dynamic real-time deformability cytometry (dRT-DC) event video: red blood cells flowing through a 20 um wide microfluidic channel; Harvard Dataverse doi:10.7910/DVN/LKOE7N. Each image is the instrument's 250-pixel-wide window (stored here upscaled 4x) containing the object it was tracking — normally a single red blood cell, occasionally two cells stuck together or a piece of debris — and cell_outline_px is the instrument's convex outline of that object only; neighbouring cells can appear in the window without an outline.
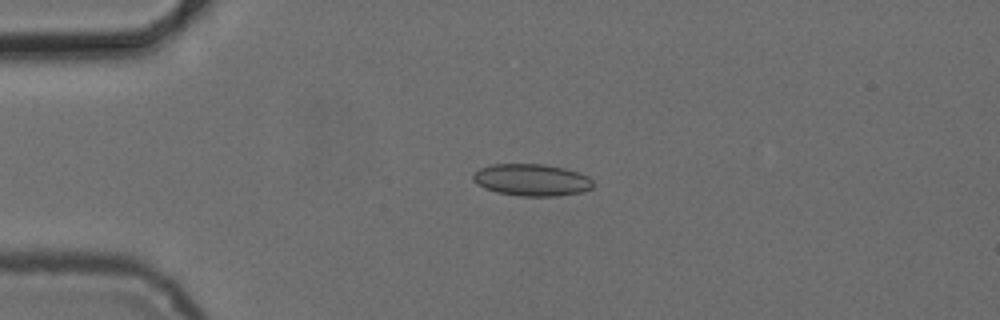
{"species": "common noctule bat (a hibernating species)", "species_latin": "Nyctalus noctula", "temperature_condition": "cold", "stored_images_in_passage": 5, "camera_frame_rate_fps": 3000, "um_per_image_px": 0.085, "animal": {"sex": "female", "body_mass_g": 24.6, "forearm_length_mm": 56.2}, "frame": {"image": 1, "passage_image": 3, "time_ms": 2.333, "image_size_px": [1000, 320], "cell_outline_px": [[592, 188], [580, 192], [556, 196], [520, 196], [496, 192], [484, 188], [476, 184], [472, 180], [472, 176], [480, 168], [492, 164], [544, 164], [564, 168], [580, 172], [588, 176], [592, 180]], "centroid_in_image_um": [45.18, 15.29], "position_along_channel_um": 39.8, "area_um2": 22.43}}
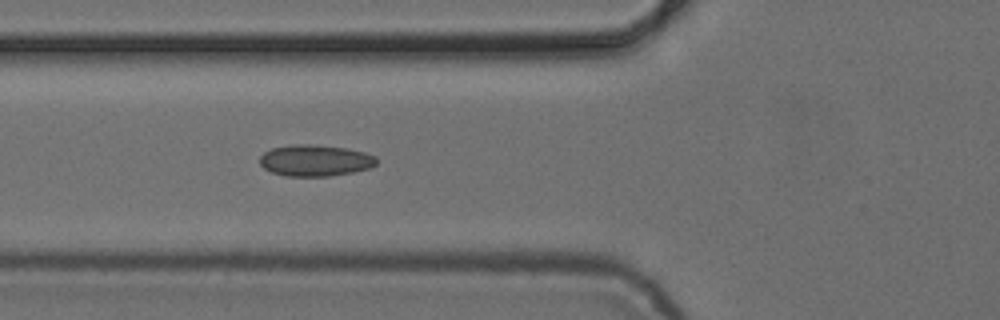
{"frame": {"image": 2, "passage_image": 5, "time_ms": 4.667, "image_size_px": [1000, 320], "cell_outline_px": [[376, 164], [368, 168], [352, 172], [328, 176], [284, 176], [272, 172], [264, 168], [260, 164], [260, 156], [264, 152], [272, 148], [292, 144], [308, 144], [348, 148], [364, 152], [376, 156]], "centroid_in_image_um": [26.77, 13.63], "position_along_channel_um": 99.0, "area_um2": 21.33}}